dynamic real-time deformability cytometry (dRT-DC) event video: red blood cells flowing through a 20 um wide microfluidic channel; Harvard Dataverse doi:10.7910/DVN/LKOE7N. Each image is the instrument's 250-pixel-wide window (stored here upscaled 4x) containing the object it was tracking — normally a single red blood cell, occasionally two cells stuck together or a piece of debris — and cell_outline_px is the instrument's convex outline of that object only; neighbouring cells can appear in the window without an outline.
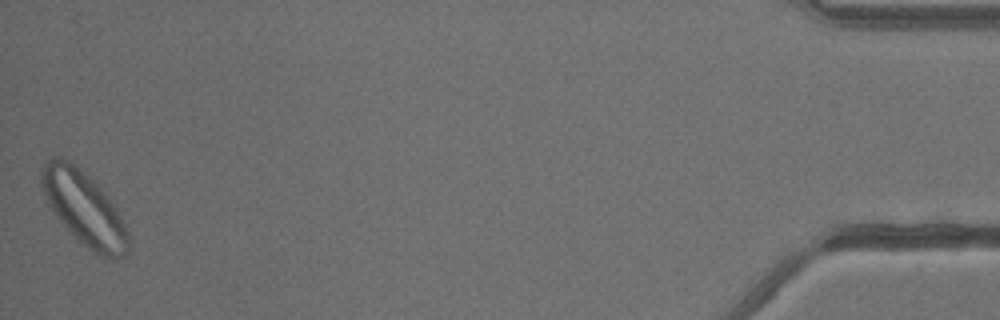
{"species": "common noctule bat (a hibernating species)", "species_latin": "Nyctalus noctula", "temperature_condition": "warm", "stored_images_in_passage": 36, "segment_of_instrument_passage": [2, 2], "camera_frame_rate_fps": 3000, "um_per_image_px": 0.085, "animal": {"sex": "male", "body_mass_g": 13.3}, "frame": {"image": 1, "passage_image": 36, "time_ms": 11.667, "image_size_px": [1000, 320], "cell_outline_px": [[128, 252], [124, 256], [116, 260], [104, 260], [92, 252], [60, 220], [52, 208], [40, 184], [40, 172], [44, 164], [52, 156], [60, 156], [68, 160], [92, 180], [108, 196], [116, 208], [124, 224], [128, 236]], "centroid_in_image_um": [7.17, 17.74], "position_along_channel_um": 428.0, "area_um2": 36.65}}